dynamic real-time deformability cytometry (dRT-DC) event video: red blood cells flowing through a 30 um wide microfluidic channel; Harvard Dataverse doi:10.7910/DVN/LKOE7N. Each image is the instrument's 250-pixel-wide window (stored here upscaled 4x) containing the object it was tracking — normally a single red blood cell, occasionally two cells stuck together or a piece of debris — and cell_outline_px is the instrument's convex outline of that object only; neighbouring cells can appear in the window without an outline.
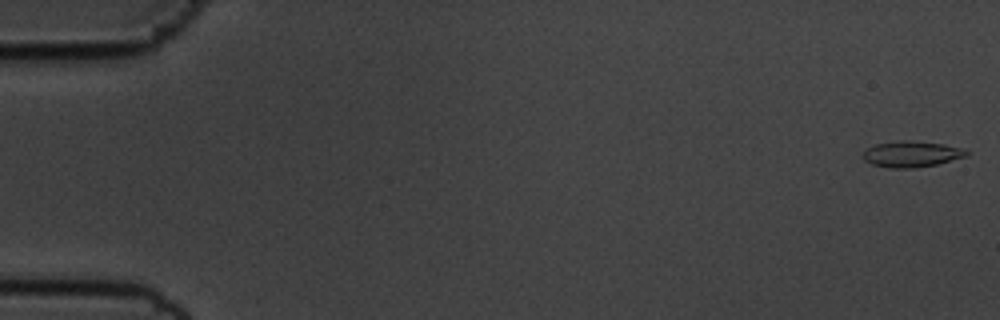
{"species": "common noctule bat (a hibernating species)", "species_latin": "Nyctalus noctula", "temperature_condition": "cold", "stored_images_in_passage": 54, "camera_frame_rate_fps": 3000, "um_per_image_px": 0.085, "animal": {"sex": "male", "body_mass_g": 19.5, "forearm_length_mm": 54.6}, "frame": {"image": 1, "passage_image": 1, "time_ms": 0.0, "image_size_px": [1000, 320], "cell_outline_px": [[968, 156], [936, 164], [916, 168], [892, 168], [872, 164], [864, 160], [864, 152], [868, 148], [876, 144], [900, 140], [904, 140], [944, 144], [960, 148], [968, 152]], "centroid_in_image_um": [77.48, 13.1], "position_along_channel_um": 7.5, "area_um2": 15.43}}
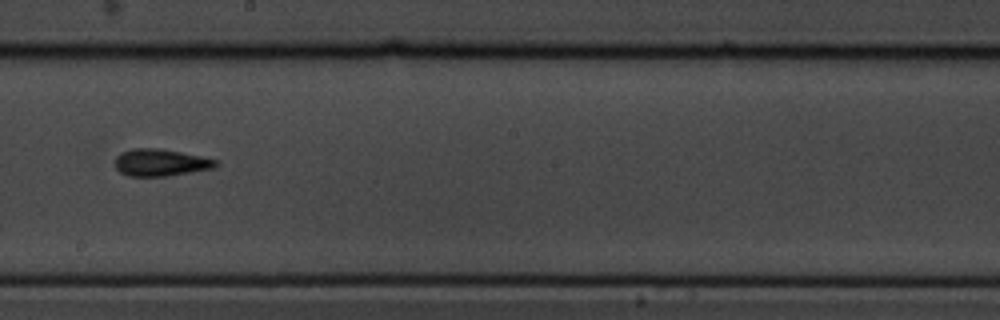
{"frame": {"image": 2, "passage_image": 32, "time_ms": 10.333, "image_size_px": [1000, 320], "cell_outline_px": [[220, 164], [216, 168], [168, 176], [128, 176], [120, 172], [116, 168], [116, 156], [120, 152], [132, 148], [160, 148], [220, 160]], "centroid_in_image_um": [13.69, 13.81], "position_along_channel_um": 234.5, "area_um2": 16.13}}
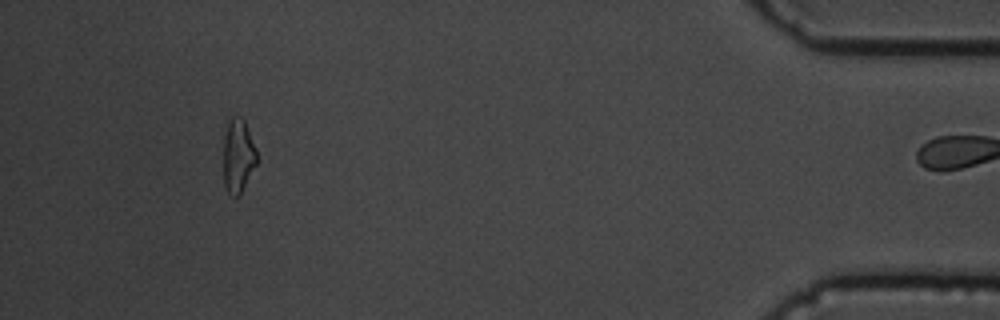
{"frame": {"image": 3, "passage_image": 52, "time_ms": 17.0, "image_size_px": [1000, 320], "cell_outline_px": [[256, 164], [240, 196], [232, 196], [228, 192], [224, 184], [224, 136], [228, 124], [232, 116], [240, 116], [244, 120], [256, 148]], "centroid_in_image_um": [20.24, 13.26], "position_along_channel_um": 415.0, "area_um2": 14.22}, "authors_computed_cell_mechanics": {"area_um2": 15.0569, "velocity_mm_per_s": 3.6244, "shape_relaxation_time_tau1_ms": 3.4591, "shape_relaxation_time_tau2_ms": 2.6259, "deformation_change_tau1": 0.1491, "deformation_change_tau2": 0.1296}}